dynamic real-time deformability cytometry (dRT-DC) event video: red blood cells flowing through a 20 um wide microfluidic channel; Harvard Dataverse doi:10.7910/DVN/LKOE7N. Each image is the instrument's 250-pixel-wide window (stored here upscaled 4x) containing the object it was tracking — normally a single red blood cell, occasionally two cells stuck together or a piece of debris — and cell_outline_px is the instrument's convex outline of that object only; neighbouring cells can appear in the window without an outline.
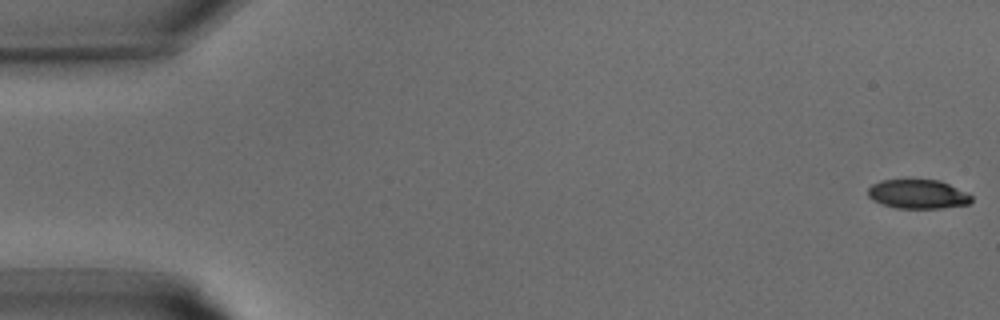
{"species": "common noctule bat (a hibernating species)", "species_latin": "Nyctalus noctula", "temperature_condition": "warm", "stored_images_in_passage": 20, "camera_frame_rate_fps": 3000, "um_per_image_px": 0.085, "animal": {"sex": "male", "body_mass_g": 15.6}, "frame": {"image": 1, "passage_image": 1, "time_ms": 0.0, "image_size_px": [1000, 320], "cell_outline_px": [[972, 200], [968, 204], [940, 208], [896, 208], [872, 200], [868, 196], [868, 188], [872, 184], [880, 180], [940, 180], [968, 192], [972, 196]], "centroid_in_image_um": [78.03, 16.49], "position_along_channel_um": 7.0, "area_um2": 17.57}}
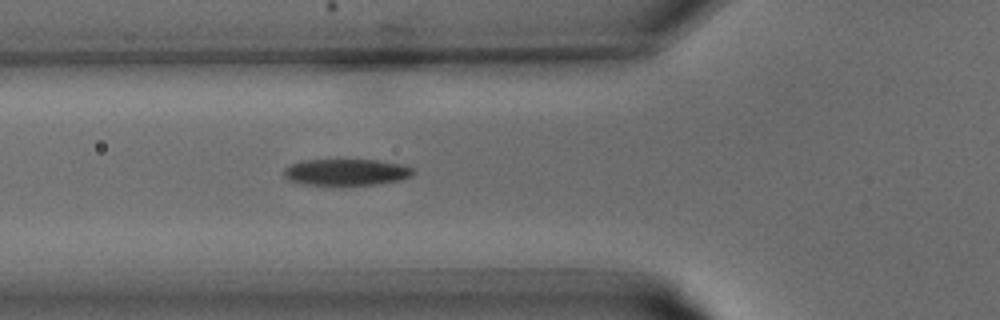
{"frame": {"image": 2, "passage_image": 12, "time_ms": 3.667, "image_size_px": [1000, 320], "cell_outline_px": [[416, 172], [412, 176], [400, 180], [380, 184], [304, 184], [288, 180], [284, 176], [284, 168], [292, 164], [304, 160], [376, 160], [400, 164], [412, 168]], "centroid_in_image_um": [29.46, 14.63], "position_along_channel_um": 96.3, "area_um2": 19.71}}
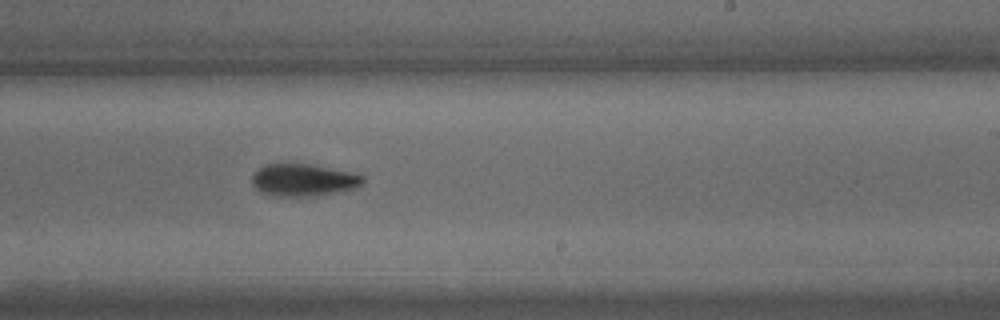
{"frame": {"image": 3, "passage_image": 20, "time_ms": 6.333, "image_size_px": [1000, 320], "cell_outline_px": [[364, 184], [356, 188], [336, 192], [312, 196], [276, 196], [260, 192], [252, 184], [252, 172], [264, 164], [308, 164], [352, 172], [364, 176]], "centroid_in_image_um": [25.77, 15.3], "position_along_channel_um": 263.2, "area_um2": 20.92}}